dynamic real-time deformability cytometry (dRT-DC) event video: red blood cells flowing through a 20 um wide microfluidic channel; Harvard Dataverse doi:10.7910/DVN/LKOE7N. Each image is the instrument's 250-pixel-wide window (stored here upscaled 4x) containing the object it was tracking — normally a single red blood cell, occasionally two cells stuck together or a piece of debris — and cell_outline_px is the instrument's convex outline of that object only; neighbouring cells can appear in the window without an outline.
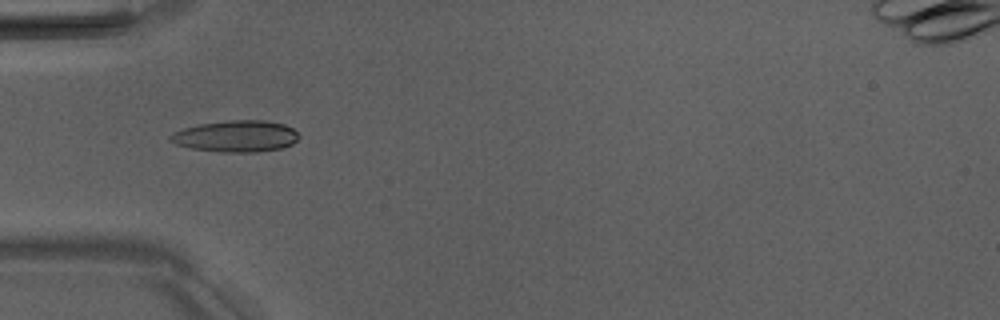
{"species": "Egyptian fruit bat (a non-hibernating species)", "species_latin": "Rousettus aegyptiacus", "temperature_condition": "room temperature", "stored_images_in_passage": 5, "camera_frame_rate_fps": 3000, "um_per_image_px": 0.085, "animal": {"sex": "male"}, "frame": {"image": 1, "passage_image": 2, "time_ms": 1.333, "image_size_px": [1000, 320], "cell_outline_px": [[300, 136], [292, 144], [280, 148], [256, 152], [220, 152], [192, 148], [176, 144], [168, 140], [168, 136], [184, 128], [200, 124], [232, 120], [264, 120], [284, 124], [292, 128]], "centroid_in_image_um": [20.06, 11.58], "position_along_channel_um": 64.9, "area_um2": 23.41}}
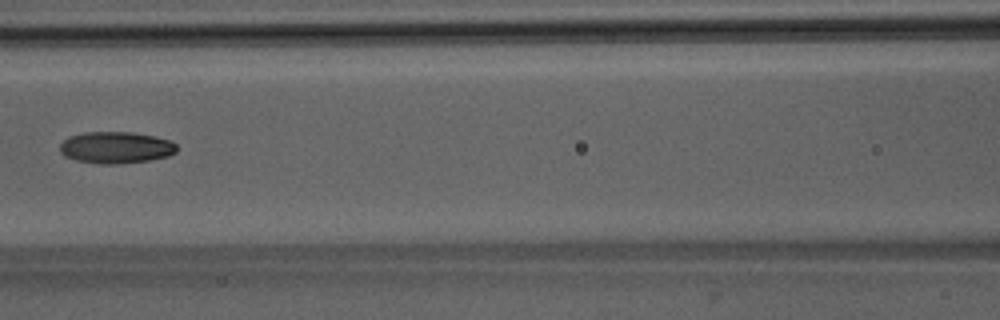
{"frame": {"image": 2, "passage_image": 4, "time_ms": 3.667, "image_size_px": [1000, 320], "cell_outline_px": [[176, 152], [168, 156], [148, 160], [116, 164], [100, 164], [76, 160], [64, 156], [60, 152], [60, 144], [68, 136], [84, 132], [132, 132], [156, 136], [168, 140], [176, 144]], "centroid_in_image_um": [9.83, 12.53], "position_along_channel_um": 156.8, "area_um2": 21.62}}